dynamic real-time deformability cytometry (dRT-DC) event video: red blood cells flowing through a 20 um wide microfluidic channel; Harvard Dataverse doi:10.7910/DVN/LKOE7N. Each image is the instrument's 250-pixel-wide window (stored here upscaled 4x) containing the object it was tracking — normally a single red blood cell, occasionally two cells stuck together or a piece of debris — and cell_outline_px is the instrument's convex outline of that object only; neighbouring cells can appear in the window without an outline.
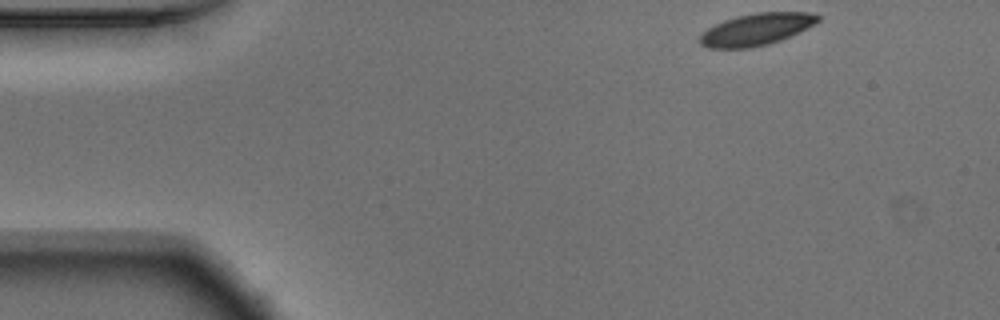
{"species": "Egyptian fruit bat (a non-hibernating species)", "species_latin": "Rousettus aegyptiacus", "temperature_condition": "warm", "stored_images_in_passage": 49, "camera_frame_rate_fps": 3000, "um_per_image_px": 0.085, "animal": {"sex": "male"}, "frame": {"image": 1, "passage_image": 1, "time_ms": 0.0, "image_size_px": [1000, 320], "cell_outline_px": [[820, 20], [780, 40], [768, 44], [752, 48], [708, 48], [700, 44], [700, 36], [708, 28], [724, 20], [736, 16], [756, 12], [816, 12], [820, 16]], "centroid_in_image_um": [64.27, 2.49], "position_along_channel_um": 20.7, "area_um2": 21.73}}
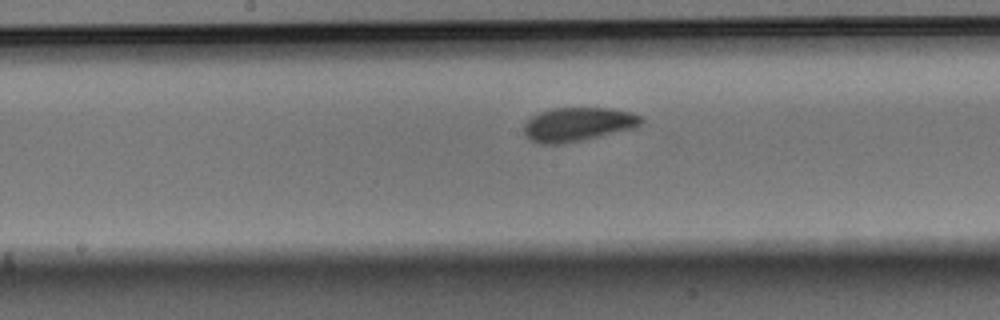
{"frame": {"image": 2, "passage_image": 22, "time_ms": 7.0, "image_size_px": [1000, 320], "cell_outline_px": [[644, 120], [636, 128], [564, 144], [540, 144], [524, 136], [524, 124], [532, 116], [540, 112], [552, 108], [612, 108], [632, 112], [640, 116]], "centroid_in_image_um": [49.13, 10.57], "position_along_channel_um": 199.1, "area_um2": 23.29}}
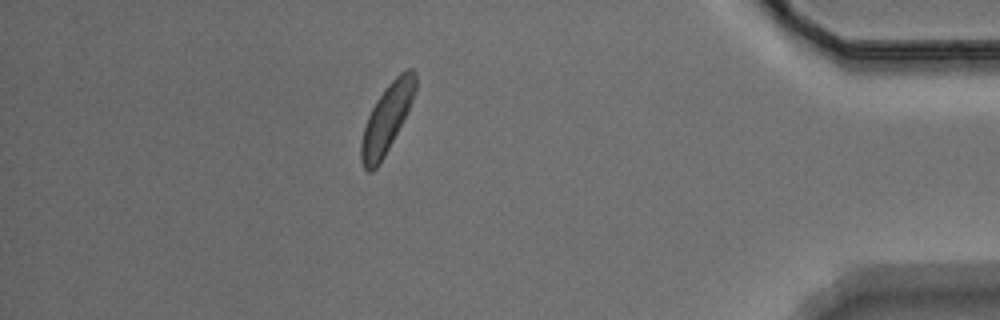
{"frame": {"image": 3, "passage_image": 42, "time_ms": 13.667, "image_size_px": [1000, 320], "cell_outline_px": [[416, 92], [384, 156], [376, 168], [372, 172], [368, 172], [364, 168], [360, 160], [360, 144], [364, 128], [368, 116], [376, 100], [384, 88], [404, 68], [412, 68], [416, 72]], "centroid_in_image_um": [32.86, 10.04], "position_along_channel_um": 402.3, "area_um2": 21.21}, "authors_computed_cell_mechanics": {"area_um2": 22.1952, "velocity_mm_per_s": 3.7019, "shape_relaxation_time_tau1_ms": 7.4489, "shape_relaxation_time_tau2_ms": null, "deformation_change_tau1": 0.1828, "deformation_change_tau2": null}}